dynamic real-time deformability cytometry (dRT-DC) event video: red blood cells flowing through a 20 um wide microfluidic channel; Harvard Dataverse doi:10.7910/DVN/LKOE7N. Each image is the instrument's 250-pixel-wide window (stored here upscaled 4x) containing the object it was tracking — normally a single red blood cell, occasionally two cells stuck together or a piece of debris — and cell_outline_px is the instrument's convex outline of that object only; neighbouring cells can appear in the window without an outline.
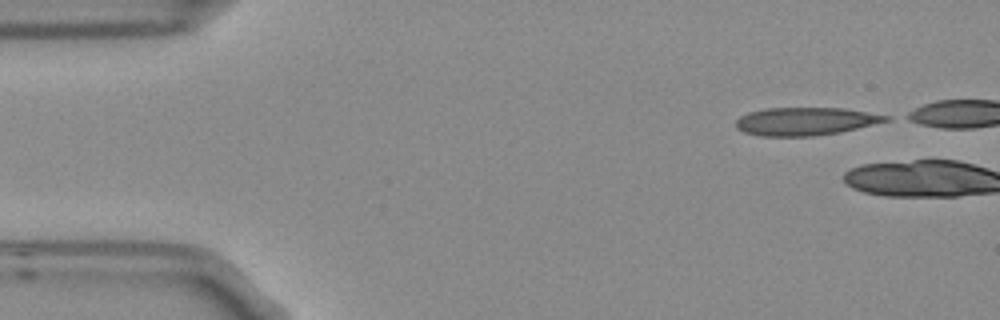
{"species": "Egyptian fruit bat (a non-hibernating species)", "species_latin": "Rousettus aegyptiacus", "temperature_condition": "room temperature", "stored_images_in_passage": 2, "camera_frame_rate_fps": 3000, "um_per_image_px": 0.085, "frame": {"image": 1, "passage_image": 1, "time_ms": 0.0, "image_size_px": [1000, 320], "cell_outline_px": [[892, 120], [840, 132], [812, 136], [760, 136], [744, 132], [736, 128], [736, 120], [740, 116], [748, 112], [764, 108], [844, 108], [892, 116]], "centroid_in_image_um": [68.48, 10.31], "position_along_channel_um": 16.5, "area_um2": 24.57}}